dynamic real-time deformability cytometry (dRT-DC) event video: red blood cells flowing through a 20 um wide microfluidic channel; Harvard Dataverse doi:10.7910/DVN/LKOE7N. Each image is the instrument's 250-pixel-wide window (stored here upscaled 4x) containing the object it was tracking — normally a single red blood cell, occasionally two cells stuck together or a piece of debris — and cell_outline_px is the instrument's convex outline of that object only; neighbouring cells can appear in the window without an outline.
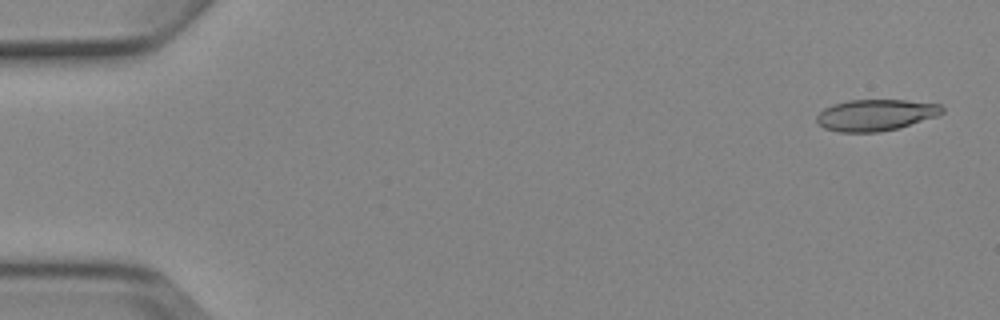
{"species": "Egyptian fruit bat (a non-hibernating species)", "species_latin": "Rousettus aegyptiacus", "temperature_condition": "cold", "stored_images_in_passage": 4, "camera_frame_rate_fps": 3000, "um_per_image_px": 0.085, "animal": {"sex": "female"}, "frame": {"image": 1, "passage_image": 1, "time_ms": 0.0, "image_size_px": [1000, 320], "cell_outline_px": [[944, 112], [936, 116], [896, 128], [880, 132], [840, 132], [824, 128], [816, 120], [816, 116], [824, 108], [832, 104], [848, 100], [904, 100], [940, 104], [944, 108]], "centroid_in_image_um": [74.4, 9.77], "position_along_channel_um": 10.6, "area_um2": 22.77}}